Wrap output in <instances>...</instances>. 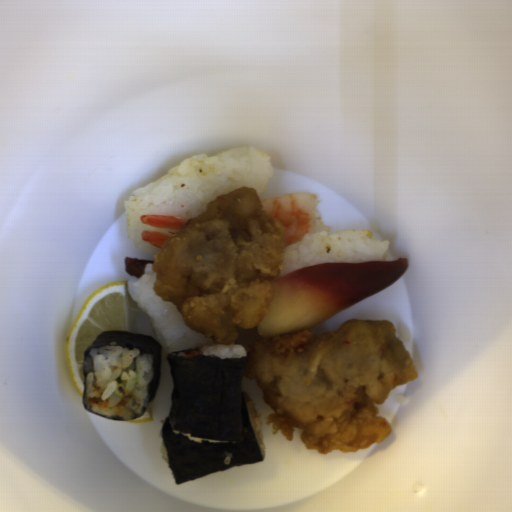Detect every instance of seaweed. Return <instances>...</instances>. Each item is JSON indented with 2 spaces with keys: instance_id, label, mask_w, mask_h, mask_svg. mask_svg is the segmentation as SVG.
Here are the masks:
<instances>
[{
  "instance_id": "seaweed-1",
  "label": "seaweed",
  "mask_w": 512,
  "mask_h": 512,
  "mask_svg": "<svg viewBox=\"0 0 512 512\" xmlns=\"http://www.w3.org/2000/svg\"><path fill=\"white\" fill-rule=\"evenodd\" d=\"M165 357L171 375L170 410L164 419L162 440L176 485L214 473L263 461L245 402L243 374L250 353L241 359L216 356ZM235 444L195 443L173 430ZM233 453L225 466V452Z\"/></svg>"
},
{
  "instance_id": "seaweed-2",
  "label": "seaweed",
  "mask_w": 512,
  "mask_h": 512,
  "mask_svg": "<svg viewBox=\"0 0 512 512\" xmlns=\"http://www.w3.org/2000/svg\"><path fill=\"white\" fill-rule=\"evenodd\" d=\"M112 342H116L120 347L127 349H137L140 355L151 354L152 355V379L148 384V403H152L157 395L161 380L162 372V345L153 337L149 335H141L132 332H125L121 330H110L100 333L91 344L83 351L82 360V376L84 388L87 384L86 371H85V360L89 355L92 348L99 347L102 345H111Z\"/></svg>"
},
{
  "instance_id": "seaweed-3",
  "label": "seaweed",
  "mask_w": 512,
  "mask_h": 512,
  "mask_svg": "<svg viewBox=\"0 0 512 512\" xmlns=\"http://www.w3.org/2000/svg\"><path fill=\"white\" fill-rule=\"evenodd\" d=\"M83 406H84V408H85L87 411H89L90 413L96 414V413H94V412H92V411L88 410V409H87V407H86L84 404H83ZM96 415L101 416V415H99V414H96ZM101 417H104V416H101ZM104 418H106V417H104ZM106 419H109V420H123V419L116 418V417H115V418H106Z\"/></svg>"
}]
</instances>
